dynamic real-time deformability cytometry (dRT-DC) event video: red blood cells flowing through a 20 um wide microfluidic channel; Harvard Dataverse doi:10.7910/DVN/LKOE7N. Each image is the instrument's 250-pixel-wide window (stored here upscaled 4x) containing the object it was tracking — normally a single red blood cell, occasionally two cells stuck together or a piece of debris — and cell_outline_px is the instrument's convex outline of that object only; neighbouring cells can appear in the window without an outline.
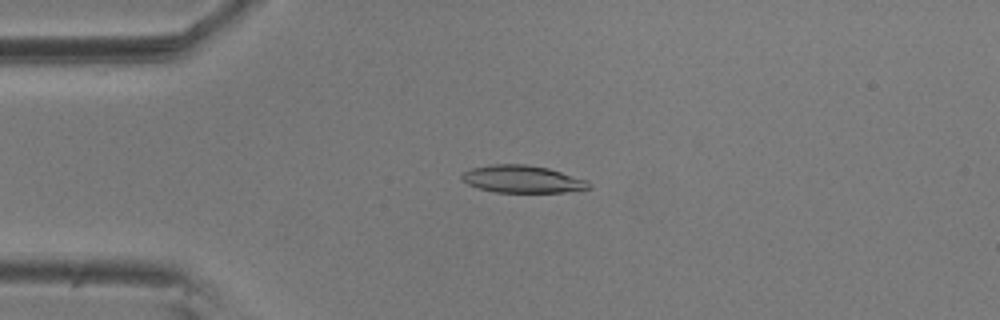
{"species": "common noctule bat (a hibernating species)", "species_latin": "Nyctalus noctula", "temperature_condition": "room temperature", "stored_images_in_passage": 21, "camera_frame_rate_fps": 3000, "um_per_image_px": 0.085, "animal": {"sex": "male", "body_mass_g": 20.5, "forearm_length_mm": 52.5}, "frame": {"image": 1, "passage_image": 12, "time_ms": 3.667, "image_size_px": [1000, 320], "cell_outline_px": [[592, 188], [564, 192], [496, 192], [480, 188], [468, 184], [460, 180], [460, 176], [464, 172], [472, 168], [492, 164], [524, 164], [548, 168], [588, 180], [592, 184]], "centroid_in_image_um": [44.42, 15.22], "position_along_channel_um": 40.6, "area_um2": 20.29}}